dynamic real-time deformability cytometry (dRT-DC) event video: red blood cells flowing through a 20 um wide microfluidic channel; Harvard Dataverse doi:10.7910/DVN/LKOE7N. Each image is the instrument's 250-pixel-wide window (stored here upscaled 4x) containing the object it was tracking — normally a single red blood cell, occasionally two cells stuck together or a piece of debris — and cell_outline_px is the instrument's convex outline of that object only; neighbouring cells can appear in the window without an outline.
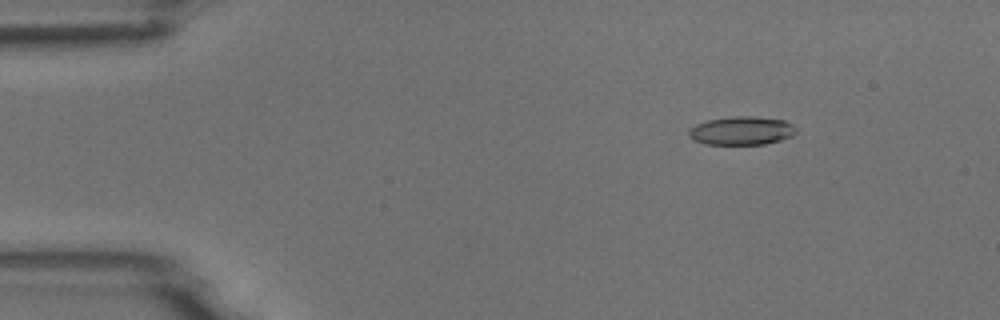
{"species": "common noctule bat (a hibernating species)", "species_latin": "Nyctalus noctula", "temperature_condition": "room temperature", "stored_images_in_passage": 4, "camera_frame_rate_fps": 3000, "um_per_image_px": 0.085, "animal": {"sex": "male", "body_mass_g": 18.8}, "frame": {"image": 1, "passage_image": 2, "time_ms": 0.333, "image_size_px": [1000, 320], "cell_outline_px": [[796, 132], [792, 136], [780, 140], [764, 144], [704, 144], [688, 136], [688, 132], [696, 124], [708, 120], [732, 116], [752, 116], [784, 120], [792, 124], [796, 128]], "centroid_in_image_um": [63.05, 11.1], "position_along_channel_um": 21.9, "area_um2": 17.69}}